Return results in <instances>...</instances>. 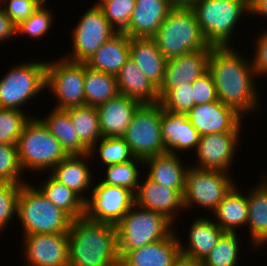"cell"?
<instances>
[{"label":"cell","instance_id":"1","mask_svg":"<svg viewBox=\"0 0 267 266\" xmlns=\"http://www.w3.org/2000/svg\"><path fill=\"white\" fill-rule=\"evenodd\" d=\"M235 48L212 47L208 71L216 86L218 100L245 119L261 111V95L250 57H244L243 52Z\"/></svg>","mask_w":267,"mask_h":266},{"label":"cell","instance_id":"2","mask_svg":"<svg viewBox=\"0 0 267 266\" xmlns=\"http://www.w3.org/2000/svg\"><path fill=\"white\" fill-rule=\"evenodd\" d=\"M69 266H113L120 262L117 228L85 216L72 221L68 232Z\"/></svg>","mask_w":267,"mask_h":266},{"label":"cell","instance_id":"3","mask_svg":"<svg viewBox=\"0 0 267 266\" xmlns=\"http://www.w3.org/2000/svg\"><path fill=\"white\" fill-rule=\"evenodd\" d=\"M192 9L205 40L213 47L233 46L231 39H235L240 20L245 15L250 18V0H199Z\"/></svg>","mask_w":267,"mask_h":266},{"label":"cell","instance_id":"4","mask_svg":"<svg viewBox=\"0 0 267 266\" xmlns=\"http://www.w3.org/2000/svg\"><path fill=\"white\" fill-rule=\"evenodd\" d=\"M16 147L22 171L32 175L49 173L69 156L36 115L25 124Z\"/></svg>","mask_w":267,"mask_h":266},{"label":"cell","instance_id":"5","mask_svg":"<svg viewBox=\"0 0 267 266\" xmlns=\"http://www.w3.org/2000/svg\"><path fill=\"white\" fill-rule=\"evenodd\" d=\"M29 182L22 184L18 198L17 220L22 236L31 234L68 233L73 219L51 203Z\"/></svg>","mask_w":267,"mask_h":266},{"label":"cell","instance_id":"6","mask_svg":"<svg viewBox=\"0 0 267 266\" xmlns=\"http://www.w3.org/2000/svg\"><path fill=\"white\" fill-rule=\"evenodd\" d=\"M152 38L167 60L213 47L205 40L192 7H172Z\"/></svg>","mask_w":267,"mask_h":266},{"label":"cell","instance_id":"7","mask_svg":"<svg viewBox=\"0 0 267 266\" xmlns=\"http://www.w3.org/2000/svg\"><path fill=\"white\" fill-rule=\"evenodd\" d=\"M47 60L35 59L10 66L0 77V108L24 111L27 103L45 92Z\"/></svg>","mask_w":267,"mask_h":266},{"label":"cell","instance_id":"8","mask_svg":"<svg viewBox=\"0 0 267 266\" xmlns=\"http://www.w3.org/2000/svg\"><path fill=\"white\" fill-rule=\"evenodd\" d=\"M175 224L165 215L136 204L116 225L118 250H135L169 237Z\"/></svg>","mask_w":267,"mask_h":266},{"label":"cell","instance_id":"9","mask_svg":"<svg viewBox=\"0 0 267 266\" xmlns=\"http://www.w3.org/2000/svg\"><path fill=\"white\" fill-rule=\"evenodd\" d=\"M234 180L232 172L203 170L190 165L186 171L183 193L185 214L199 206L212 214L237 183Z\"/></svg>","mask_w":267,"mask_h":266},{"label":"cell","instance_id":"10","mask_svg":"<svg viewBox=\"0 0 267 266\" xmlns=\"http://www.w3.org/2000/svg\"><path fill=\"white\" fill-rule=\"evenodd\" d=\"M84 77L85 63L73 62L62 56L47 60L45 90L54 97L52 108L67 109L85 105Z\"/></svg>","mask_w":267,"mask_h":266},{"label":"cell","instance_id":"11","mask_svg":"<svg viewBox=\"0 0 267 266\" xmlns=\"http://www.w3.org/2000/svg\"><path fill=\"white\" fill-rule=\"evenodd\" d=\"M118 31L108 22L99 6L93 5L79 17L71 34V50L64 57L73 62L86 63L92 55Z\"/></svg>","mask_w":267,"mask_h":266},{"label":"cell","instance_id":"12","mask_svg":"<svg viewBox=\"0 0 267 266\" xmlns=\"http://www.w3.org/2000/svg\"><path fill=\"white\" fill-rule=\"evenodd\" d=\"M162 113L160 103L142 104L135 112L123 136L135 157L145 160L166 153L161 135Z\"/></svg>","mask_w":267,"mask_h":266},{"label":"cell","instance_id":"13","mask_svg":"<svg viewBox=\"0 0 267 266\" xmlns=\"http://www.w3.org/2000/svg\"><path fill=\"white\" fill-rule=\"evenodd\" d=\"M134 205L133 191L96 181L89 198L85 201L84 216L95 222L116 226Z\"/></svg>","mask_w":267,"mask_h":266},{"label":"cell","instance_id":"14","mask_svg":"<svg viewBox=\"0 0 267 266\" xmlns=\"http://www.w3.org/2000/svg\"><path fill=\"white\" fill-rule=\"evenodd\" d=\"M241 133L221 132L200 136L194 156L196 163H190L194 168L203 170H217L230 173L240 148ZM234 159V160H233Z\"/></svg>","mask_w":267,"mask_h":266},{"label":"cell","instance_id":"15","mask_svg":"<svg viewBox=\"0 0 267 266\" xmlns=\"http://www.w3.org/2000/svg\"><path fill=\"white\" fill-rule=\"evenodd\" d=\"M21 243L26 266H69L68 233L24 235Z\"/></svg>","mask_w":267,"mask_h":266},{"label":"cell","instance_id":"16","mask_svg":"<svg viewBox=\"0 0 267 266\" xmlns=\"http://www.w3.org/2000/svg\"><path fill=\"white\" fill-rule=\"evenodd\" d=\"M186 117L200 136L221 132H242V128L245 127L243 126L245 119L221 101L195 105Z\"/></svg>","mask_w":267,"mask_h":266},{"label":"cell","instance_id":"17","mask_svg":"<svg viewBox=\"0 0 267 266\" xmlns=\"http://www.w3.org/2000/svg\"><path fill=\"white\" fill-rule=\"evenodd\" d=\"M141 178L135 195V204L143 209L165 215L175 225L178 216L185 211L184 190L171 189L152 181L146 174ZM144 179V180H142ZM180 215H179V213Z\"/></svg>","mask_w":267,"mask_h":266},{"label":"cell","instance_id":"18","mask_svg":"<svg viewBox=\"0 0 267 266\" xmlns=\"http://www.w3.org/2000/svg\"><path fill=\"white\" fill-rule=\"evenodd\" d=\"M211 50H197L166 61L164 78L158 88L160 100L172 89L193 83L208 71Z\"/></svg>","mask_w":267,"mask_h":266},{"label":"cell","instance_id":"19","mask_svg":"<svg viewBox=\"0 0 267 266\" xmlns=\"http://www.w3.org/2000/svg\"><path fill=\"white\" fill-rule=\"evenodd\" d=\"M167 238L146 244L135 250H118L124 266H172L181 253L176 230Z\"/></svg>","mask_w":267,"mask_h":266},{"label":"cell","instance_id":"20","mask_svg":"<svg viewBox=\"0 0 267 266\" xmlns=\"http://www.w3.org/2000/svg\"><path fill=\"white\" fill-rule=\"evenodd\" d=\"M260 180L246 192L248 202V238L255 253L267 244V173L261 172Z\"/></svg>","mask_w":267,"mask_h":266},{"label":"cell","instance_id":"21","mask_svg":"<svg viewBox=\"0 0 267 266\" xmlns=\"http://www.w3.org/2000/svg\"><path fill=\"white\" fill-rule=\"evenodd\" d=\"M161 135L165 151L177 155L194 152L200 135L192 126L186 114L169 112L163 109ZM193 150V151H191ZM181 152V153H180Z\"/></svg>","mask_w":267,"mask_h":266},{"label":"cell","instance_id":"22","mask_svg":"<svg viewBox=\"0 0 267 266\" xmlns=\"http://www.w3.org/2000/svg\"><path fill=\"white\" fill-rule=\"evenodd\" d=\"M91 160L89 154L71 155L58 163L49 173L86 201L96 181V177L92 175L94 168H91Z\"/></svg>","mask_w":267,"mask_h":266},{"label":"cell","instance_id":"23","mask_svg":"<svg viewBox=\"0 0 267 266\" xmlns=\"http://www.w3.org/2000/svg\"><path fill=\"white\" fill-rule=\"evenodd\" d=\"M141 105L140 102L119 94L96 107L102 137H123Z\"/></svg>","mask_w":267,"mask_h":266},{"label":"cell","instance_id":"24","mask_svg":"<svg viewBox=\"0 0 267 266\" xmlns=\"http://www.w3.org/2000/svg\"><path fill=\"white\" fill-rule=\"evenodd\" d=\"M194 218L188 227V240H186V243L178 235L180 251L185 256L203 261L214 249L216 242L224 231L209 216L199 215Z\"/></svg>","mask_w":267,"mask_h":266},{"label":"cell","instance_id":"25","mask_svg":"<svg viewBox=\"0 0 267 266\" xmlns=\"http://www.w3.org/2000/svg\"><path fill=\"white\" fill-rule=\"evenodd\" d=\"M171 8L168 1L136 0L129 25L123 33L130 38H152Z\"/></svg>","mask_w":267,"mask_h":266},{"label":"cell","instance_id":"26","mask_svg":"<svg viewBox=\"0 0 267 266\" xmlns=\"http://www.w3.org/2000/svg\"><path fill=\"white\" fill-rule=\"evenodd\" d=\"M119 93L141 104L160 102L158 88L143 74L138 65L129 58L116 75Z\"/></svg>","mask_w":267,"mask_h":266},{"label":"cell","instance_id":"27","mask_svg":"<svg viewBox=\"0 0 267 266\" xmlns=\"http://www.w3.org/2000/svg\"><path fill=\"white\" fill-rule=\"evenodd\" d=\"M181 156L166 152L147 158L144 160V167H147L144 170H148L145 174L162 186L184 190L186 171L190 165H184Z\"/></svg>","mask_w":267,"mask_h":266},{"label":"cell","instance_id":"28","mask_svg":"<svg viewBox=\"0 0 267 266\" xmlns=\"http://www.w3.org/2000/svg\"><path fill=\"white\" fill-rule=\"evenodd\" d=\"M212 219L224 231L239 233L237 229L246 228L248 220V202L246 192L239 189L238 184L225 195L215 209Z\"/></svg>","mask_w":267,"mask_h":266},{"label":"cell","instance_id":"29","mask_svg":"<svg viewBox=\"0 0 267 266\" xmlns=\"http://www.w3.org/2000/svg\"><path fill=\"white\" fill-rule=\"evenodd\" d=\"M129 58L130 37L118 32L92 55L86 65L93 70L116 76Z\"/></svg>","mask_w":267,"mask_h":266},{"label":"cell","instance_id":"30","mask_svg":"<svg viewBox=\"0 0 267 266\" xmlns=\"http://www.w3.org/2000/svg\"><path fill=\"white\" fill-rule=\"evenodd\" d=\"M130 58L157 88L160 87L167 59L153 38H130Z\"/></svg>","mask_w":267,"mask_h":266},{"label":"cell","instance_id":"31","mask_svg":"<svg viewBox=\"0 0 267 266\" xmlns=\"http://www.w3.org/2000/svg\"><path fill=\"white\" fill-rule=\"evenodd\" d=\"M52 109L43 118L37 117L61 143L62 148L69 156L88 154L89 149L80 141L68 112L65 109Z\"/></svg>","mask_w":267,"mask_h":266},{"label":"cell","instance_id":"32","mask_svg":"<svg viewBox=\"0 0 267 266\" xmlns=\"http://www.w3.org/2000/svg\"><path fill=\"white\" fill-rule=\"evenodd\" d=\"M35 185L56 207L66 212L73 220L85 214V201L72 189L56 180L50 173Z\"/></svg>","mask_w":267,"mask_h":266},{"label":"cell","instance_id":"33","mask_svg":"<svg viewBox=\"0 0 267 266\" xmlns=\"http://www.w3.org/2000/svg\"><path fill=\"white\" fill-rule=\"evenodd\" d=\"M85 105L98 107L120 93L115 75L96 71L85 63L84 77Z\"/></svg>","mask_w":267,"mask_h":266},{"label":"cell","instance_id":"34","mask_svg":"<svg viewBox=\"0 0 267 266\" xmlns=\"http://www.w3.org/2000/svg\"><path fill=\"white\" fill-rule=\"evenodd\" d=\"M142 167H144V160L137 157L124 163L107 165L103 167L105 168L102 174L104 177L101 175V179L97 182L123 187L135 193L142 178L141 170L145 172Z\"/></svg>","mask_w":267,"mask_h":266},{"label":"cell","instance_id":"35","mask_svg":"<svg viewBox=\"0 0 267 266\" xmlns=\"http://www.w3.org/2000/svg\"><path fill=\"white\" fill-rule=\"evenodd\" d=\"M80 141L90 149L102 138L96 107L82 105L65 109Z\"/></svg>","mask_w":267,"mask_h":266},{"label":"cell","instance_id":"36","mask_svg":"<svg viewBox=\"0 0 267 266\" xmlns=\"http://www.w3.org/2000/svg\"><path fill=\"white\" fill-rule=\"evenodd\" d=\"M88 154L94 161L97 155L103 167L124 163L135 157L123 137H102L89 149Z\"/></svg>","mask_w":267,"mask_h":266},{"label":"cell","instance_id":"37","mask_svg":"<svg viewBox=\"0 0 267 266\" xmlns=\"http://www.w3.org/2000/svg\"><path fill=\"white\" fill-rule=\"evenodd\" d=\"M239 239L240 235L237 233L224 232L214 249L202 261L203 266H238L243 242Z\"/></svg>","mask_w":267,"mask_h":266},{"label":"cell","instance_id":"38","mask_svg":"<svg viewBox=\"0 0 267 266\" xmlns=\"http://www.w3.org/2000/svg\"><path fill=\"white\" fill-rule=\"evenodd\" d=\"M48 2L45 0L39 8L25 21L21 22L17 26L16 35H24L36 39L44 38L46 34L50 32V28L53 26V21L55 20L53 9H49L46 5ZM53 11V12H52Z\"/></svg>","mask_w":267,"mask_h":266},{"label":"cell","instance_id":"39","mask_svg":"<svg viewBox=\"0 0 267 266\" xmlns=\"http://www.w3.org/2000/svg\"><path fill=\"white\" fill-rule=\"evenodd\" d=\"M34 115L27 111L0 108V143L16 145L25 124Z\"/></svg>","mask_w":267,"mask_h":266},{"label":"cell","instance_id":"40","mask_svg":"<svg viewBox=\"0 0 267 266\" xmlns=\"http://www.w3.org/2000/svg\"><path fill=\"white\" fill-rule=\"evenodd\" d=\"M19 161L16 145L0 143V183L25 184V179Z\"/></svg>","mask_w":267,"mask_h":266},{"label":"cell","instance_id":"41","mask_svg":"<svg viewBox=\"0 0 267 266\" xmlns=\"http://www.w3.org/2000/svg\"><path fill=\"white\" fill-rule=\"evenodd\" d=\"M108 22L118 31L123 32L129 25L136 0H109L99 6Z\"/></svg>","mask_w":267,"mask_h":266},{"label":"cell","instance_id":"42","mask_svg":"<svg viewBox=\"0 0 267 266\" xmlns=\"http://www.w3.org/2000/svg\"><path fill=\"white\" fill-rule=\"evenodd\" d=\"M21 186L22 184L0 183V235L2 232L4 234L14 217L17 218Z\"/></svg>","mask_w":267,"mask_h":266},{"label":"cell","instance_id":"43","mask_svg":"<svg viewBox=\"0 0 267 266\" xmlns=\"http://www.w3.org/2000/svg\"><path fill=\"white\" fill-rule=\"evenodd\" d=\"M159 103L166 111L187 114L195 106L192 83L172 88Z\"/></svg>","mask_w":267,"mask_h":266},{"label":"cell","instance_id":"44","mask_svg":"<svg viewBox=\"0 0 267 266\" xmlns=\"http://www.w3.org/2000/svg\"><path fill=\"white\" fill-rule=\"evenodd\" d=\"M45 0H0V7L18 26L28 19ZM4 4V5H3Z\"/></svg>","mask_w":267,"mask_h":266},{"label":"cell","instance_id":"45","mask_svg":"<svg viewBox=\"0 0 267 266\" xmlns=\"http://www.w3.org/2000/svg\"><path fill=\"white\" fill-rule=\"evenodd\" d=\"M192 86L195 105L219 101L216 86L209 71L196 79Z\"/></svg>","mask_w":267,"mask_h":266},{"label":"cell","instance_id":"46","mask_svg":"<svg viewBox=\"0 0 267 266\" xmlns=\"http://www.w3.org/2000/svg\"><path fill=\"white\" fill-rule=\"evenodd\" d=\"M264 29L259 35H255L254 54L252 53V58L250 57L256 77H267V28Z\"/></svg>","mask_w":267,"mask_h":266},{"label":"cell","instance_id":"47","mask_svg":"<svg viewBox=\"0 0 267 266\" xmlns=\"http://www.w3.org/2000/svg\"><path fill=\"white\" fill-rule=\"evenodd\" d=\"M16 30L17 26L0 7V43H5V41H10L11 38L17 37Z\"/></svg>","mask_w":267,"mask_h":266},{"label":"cell","instance_id":"48","mask_svg":"<svg viewBox=\"0 0 267 266\" xmlns=\"http://www.w3.org/2000/svg\"><path fill=\"white\" fill-rule=\"evenodd\" d=\"M263 17L267 20V0H250V18Z\"/></svg>","mask_w":267,"mask_h":266},{"label":"cell","instance_id":"49","mask_svg":"<svg viewBox=\"0 0 267 266\" xmlns=\"http://www.w3.org/2000/svg\"><path fill=\"white\" fill-rule=\"evenodd\" d=\"M172 266H203V263L200 260H196L180 253L174 260Z\"/></svg>","mask_w":267,"mask_h":266},{"label":"cell","instance_id":"50","mask_svg":"<svg viewBox=\"0 0 267 266\" xmlns=\"http://www.w3.org/2000/svg\"><path fill=\"white\" fill-rule=\"evenodd\" d=\"M199 0H168L172 7H192Z\"/></svg>","mask_w":267,"mask_h":266},{"label":"cell","instance_id":"51","mask_svg":"<svg viewBox=\"0 0 267 266\" xmlns=\"http://www.w3.org/2000/svg\"><path fill=\"white\" fill-rule=\"evenodd\" d=\"M106 1H109V0H96L95 3H93V5L100 6L103 2H106Z\"/></svg>","mask_w":267,"mask_h":266},{"label":"cell","instance_id":"52","mask_svg":"<svg viewBox=\"0 0 267 266\" xmlns=\"http://www.w3.org/2000/svg\"><path fill=\"white\" fill-rule=\"evenodd\" d=\"M113 266H124V265L121 262H119V263H117V264H115Z\"/></svg>","mask_w":267,"mask_h":266}]
</instances>
